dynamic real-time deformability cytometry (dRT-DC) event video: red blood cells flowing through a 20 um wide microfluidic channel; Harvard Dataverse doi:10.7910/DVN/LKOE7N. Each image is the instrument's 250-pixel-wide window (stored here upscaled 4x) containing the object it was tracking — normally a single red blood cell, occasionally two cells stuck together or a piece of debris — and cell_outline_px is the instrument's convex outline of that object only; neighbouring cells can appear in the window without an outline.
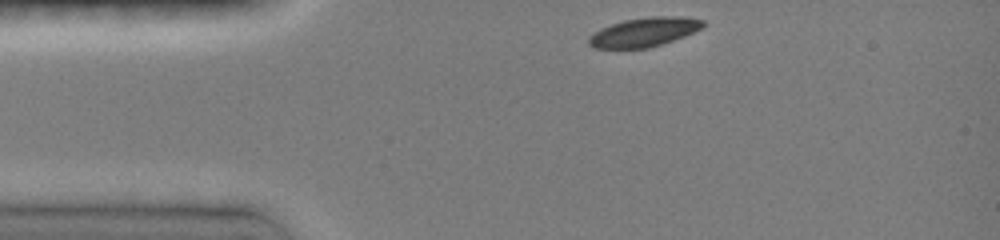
{"species": "common noctule bat (a hibernating species)", "species_latin": "Nyctalus noctula", "temperature_condition": "room temperature", "stored_images_in_passage": 33, "camera_frame_rate_fps": 3000, "um_per_image_px": 0.085, "animal": {"sex": "female", "body_mass_g": 19.0, "forearm_length_mm": 51.5}, "frame": {"image": 1, "passage_image": 1, "time_ms": 0.0, "image_size_px": [1000, 240], "cell_outline_px": [[704, 28], [684, 36], [648, 48], [592, 48], [588, 44], [588, 36], [600, 28], [624, 20], [652, 16], [684, 16], [704, 20]], "centroid_in_image_um": [54.75, 2.72], "position_along_channel_um": 30.3, "area_um2": 19.42}}
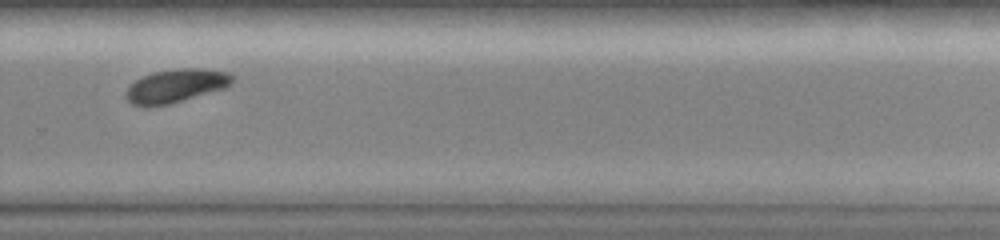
{"frame": {"image": 2, "passage_image": 25, "time_ms": 8.0, "image_size_px": [1000, 240], "cell_outline_px": [[232, 84], [224, 88], [168, 104], [132, 104], [124, 96], [124, 92], [140, 76], [152, 72], [176, 68], [204, 68], [228, 72], [232, 76]], "centroid_in_image_um": [14.96, 7.25], "position_along_channel_um": 314.8, "area_um2": 20.35}}
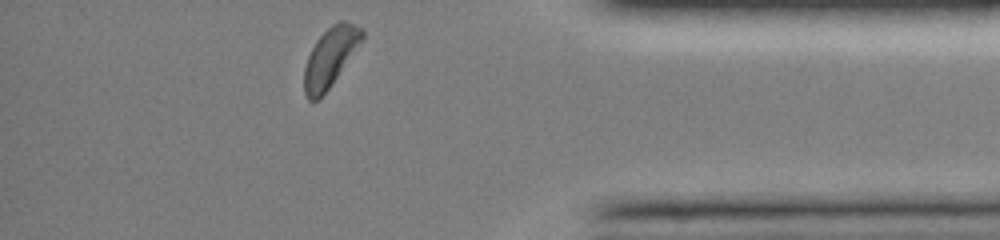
{"frame": {"image": 3, "passage_image": 33, "time_ms": 10.667, "image_size_px": [1000, 240], "cell_outline_px": [[364, 40], [328, 88], [316, 100], [308, 100], [304, 92], [304, 68], [308, 56], [316, 40], [332, 24], [340, 20], [344, 20], [364, 28]], "centroid_in_image_um": [28.1, 4.81], "position_along_channel_um": 407.1, "area_um2": 19.77}, "authors_computed_cell_mechanics": {"area_um2": 20.9236, "velocity_mm_per_s": 4.0431, "shape_relaxation_time_tau1_ms": 2.306, "shape_relaxation_time_tau2_ms": null, "deformation_change_tau1": 0.1209, "deformation_change_tau2": null}}